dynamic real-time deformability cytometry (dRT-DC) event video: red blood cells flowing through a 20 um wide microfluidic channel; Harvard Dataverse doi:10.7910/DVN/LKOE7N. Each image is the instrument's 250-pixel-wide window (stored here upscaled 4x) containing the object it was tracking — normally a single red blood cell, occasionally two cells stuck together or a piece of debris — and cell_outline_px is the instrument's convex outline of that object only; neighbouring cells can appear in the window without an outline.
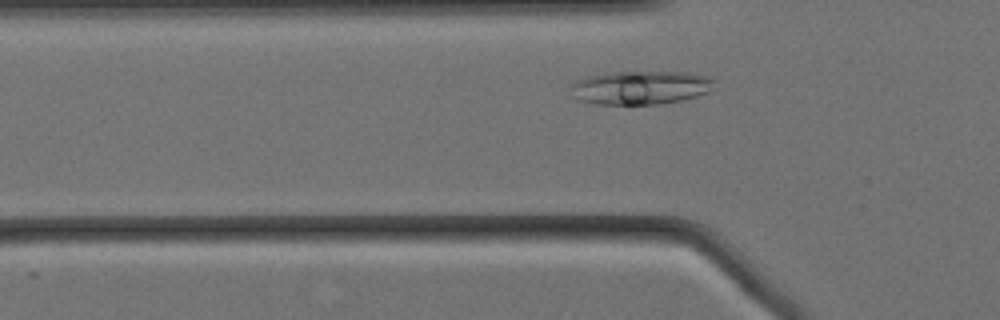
{"species": "Egyptian fruit bat (a non-hibernating species)", "species_latin": "Rousettus aegyptiacus", "temperature_condition": "cold", "stored_images_in_passage": 47, "camera_frame_rate_fps": 3000, "um_per_image_px": 0.085, "animal": {"sex": "female"}, "frame": {"image": 1, "passage_image": 7, "time_ms": 2.0, "image_size_px": [1000, 320], "cell_outline_px": [[716, 80], [708, 92], [696, 96], [680, 100], [660, 104], [596, 104], [580, 100], [576, 96], [572, 84], [576, 80], [588, 76], [604, 72], [684, 72], [712, 76]], "centroid_in_image_um": [54.5, 7.43], "position_along_channel_um": 71.3, "area_um2": 27.98}}
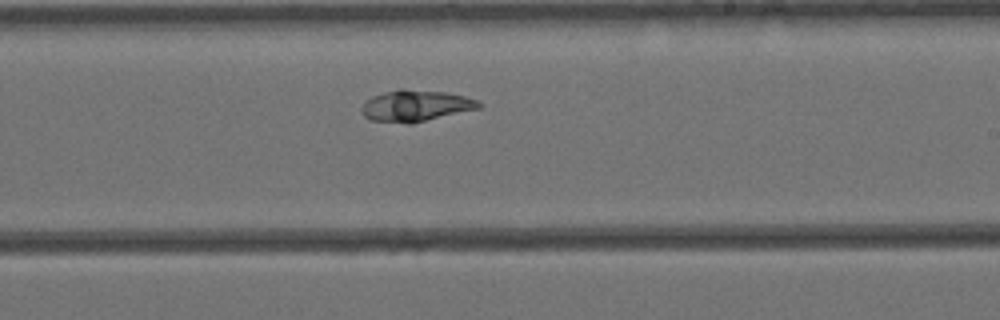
{"frame": {"image": 2, "passage_image": 23, "time_ms": 7.333, "image_size_px": [1000, 320], "cell_outline_px": [[484, 104], [480, 108], [412, 124], [408, 124], [368, 120], [360, 112], [360, 108], [364, 100], [372, 96], [384, 92], [400, 88], [444, 92], [464, 96], [476, 100]], "centroid_in_image_um": [35.28, 9.0], "position_along_channel_um": 253.7, "area_um2": 21.79}}
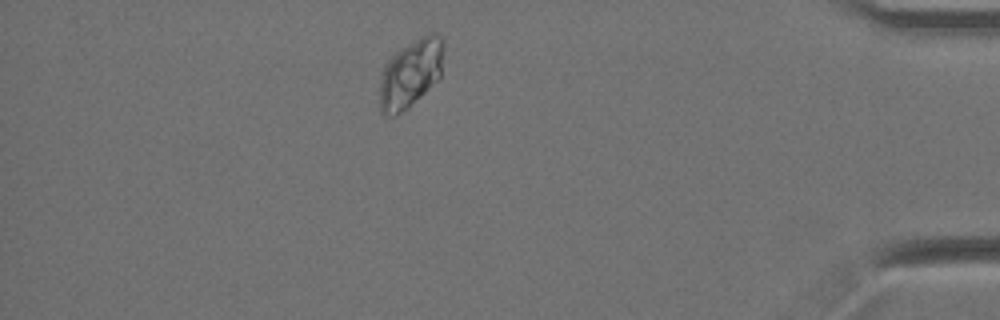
{"frame": {"image": 3, "passage_image": 40, "time_ms": 13.0, "image_size_px": [1000, 320], "cell_outline_px": [[440, 76], [408, 108], [396, 116], [388, 116], [380, 112], [380, 80], [384, 64], [396, 52], [420, 36], [428, 32], [436, 32], [440, 36]], "centroid_in_image_um": [34.83, 6.27], "position_along_channel_um": 400.4, "area_um2": 24.74}}